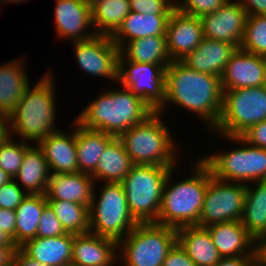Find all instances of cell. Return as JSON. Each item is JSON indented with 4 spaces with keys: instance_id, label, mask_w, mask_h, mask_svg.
I'll return each instance as SVG.
<instances>
[{
    "instance_id": "obj_30",
    "label": "cell",
    "mask_w": 266,
    "mask_h": 266,
    "mask_svg": "<svg viewBox=\"0 0 266 266\" xmlns=\"http://www.w3.org/2000/svg\"><path fill=\"white\" fill-rule=\"evenodd\" d=\"M132 166L133 163L123 143L118 137H115L103 151L97 168L91 176L94 182L98 179V181L121 183Z\"/></svg>"
},
{
    "instance_id": "obj_16",
    "label": "cell",
    "mask_w": 266,
    "mask_h": 266,
    "mask_svg": "<svg viewBox=\"0 0 266 266\" xmlns=\"http://www.w3.org/2000/svg\"><path fill=\"white\" fill-rule=\"evenodd\" d=\"M203 39L202 23L199 17L180 12L175 8L168 19L166 27V44L172 61H181Z\"/></svg>"
},
{
    "instance_id": "obj_44",
    "label": "cell",
    "mask_w": 266,
    "mask_h": 266,
    "mask_svg": "<svg viewBox=\"0 0 266 266\" xmlns=\"http://www.w3.org/2000/svg\"><path fill=\"white\" fill-rule=\"evenodd\" d=\"M214 266H258V256L221 258Z\"/></svg>"
},
{
    "instance_id": "obj_43",
    "label": "cell",
    "mask_w": 266,
    "mask_h": 266,
    "mask_svg": "<svg viewBox=\"0 0 266 266\" xmlns=\"http://www.w3.org/2000/svg\"><path fill=\"white\" fill-rule=\"evenodd\" d=\"M16 213L10 209L0 208V230L8 234L15 244Z\"/></svg>"
},
{
    "instance_id": "obj_26",
    "label": "cell",
    "mask_w": 266,
    "mask_h": 266,
    "mask_svg": "<svg viewBox=\"0 0 266 266\" xmlns=\"http://www.w3.org/2000/svg\"><path fill=\"white\" fill-rule=\"evenodd\" d=\"M177 243L197 266H214L222 258L206 227L193 225L178 228Z\"/></svg>"
},
{
    "instance_id": "obj_33",
    "label": "cell",
    "mask_w": 266,
    "mask_h": 266,
    "mask_svg": "<svg viewBox=\"0 0 266 266\" xmlns=\"http://www.w3.org/2000/svg\"><path fill=\"white\" fill-rule=\"evenodd\" d=\"M130 12L129 0H105L91 9L96 35L112 36Z\"/></svg>"
},
{
    "instance_id": "obj_13",
    "label": "cell",
    "mask_w": 266,
    "mask_h": 266,
    "mask_svg": "<svg viewBox=\"0 0 266 266\" xmlns=\"http://www.w3.org/2000/svg\"><path fill=\"white\" fill-rule=\"evenodd\" d=\"M79 67L91 75L118 80L119 47L110 36L95 35L85 41H75Z\"/></svg>"
},
{
    "instance_id": "obj_52",
    "label": "cell",
    "mask_w": 266,
    "mask_h": 266,
    "mask_svg": "<svg viewBox=\"0 0 266 266\" xmlns=\"http://www.w3.org/2000/svg\"><path fill=\"white\" fill-rule=\"evenodd\" d=\"M90 7L91 9L98 3L105 1V0H84Z\"/></svg>"
},
{
    "instance_id": "obj_22",
    "label": "cell",
    "mask_w": 266,
    "mask_h": 266,
    "mask_svg": "<svg viewBox=\"0 0 266 266\" xmlns=\"http://www.w3.org/2000/svg\"><path fill=\"white\" fill-rule=\"evenodd\" d=\"M38 146L42 149L50 171L56 174L77 173L75 129L71 134L60 130L50 133Z\"/></svg>"
},
{
    "instance_id": "obj_9",
    "label": "cell",
    "mask_w": 266,
    "mask_h": 266,
    "mask_svg": "<svg viewBox=\"0 0 266 266\" xmlns=\"http://www.w3.org/2000/svg\"><path fill=\"white\" fill-rule=\"evenodd\" d=\"M223 91L222 110L214 131L240 137L251 126L266 120V85Z\"/></svg>"
},
{
    "instance_id": "obj_47",
    "label": "cell",
    "mask_w": 266,
    "mask_h": 266,
    "mask_svg": "<svg viewBox=\"0 0 266 266\" xmlns=\"http://www.w3.org/2000/svg\"><path fill=\"white\" fill-rule=\"evenodd\" d=\"M11 134L9 115L0 112V144L6 142Z\"/></svg>"
},
{
    "instance_id": "obj_15",
    "label": "cell",
    "mask_w": 266,
    "mask_h": 266,
    "mask_svg": "<svg viewBox=\"0 0 266 266\" xmlns=\"http://www.w3.org/2000/svg\"><path fill=\"white\" fill-rule=\"evenodd\" d=\"M220 79L223 90L266 85V57L237 48Z\"/></svg>"
},
{
    "instance_id": "obj_14",
    "label": "cell",
    "mask_w": 266,
    "mask_h": 266,
    "mask_svg": "<svg viewBox=\"0 0 266 266\" xmlns=\"http://www.w3.org/2000/svg\"><path fill=\"white\" fill-rule=\"evenodd\" d=\"M247 17V12L237 0H228L216 11L200 18L203 37L228 42L240 48Z\"/></svg>"
},
{
    "instance_id": "obj_11",
    "label": "cell",
    "mask_w": 266,
    "mask_h": 266,
    "mask_svg": "<svg viewBox=\"0 0 266 266\" xmlns=\"http://www.w3.org/2000/svg\"><path fill=\"white\" fill-rule=\"evenodd\" d=\"M246 184L223 181L212 176L204 194L197 226L241 221Z\"/></svg>"
},
{
    "instance_id": "obj_10",
    "label": "cell",
    "mask_w": 266,
    "mask_h": 266,
    "mask_svg": "<svg viewBox=\"0 0 266 266\" xmlns=\"http://www.w3.org/2000/svg\"><path fill=\"white\" fill-rule=\"evenodd\" d=\"M222 137L244 146L200 158L209 167L212 176L246 185L248 182L266 181V149L251 146L241 137Z\"/></svg>"
},
{
    "instance_id": "obj_36",
    "label": "cell",
    "mask_w": 266,
    "mask_h": 266,
    "mask_svg": "<svg viewBox=\"0 0 266 266\" xmlns=\"http://www.w3.org/2000/svg\"><path fill=\"white\" fill-rule=\"evenodd\" d=\"M31 146L25 141L14 142L10 137L6 142L0 144V168L12 179L18 174L23 161L25 151Z\"/></svg>"
},
{
    "instance_id": "obj_40",
    "label": "cell",
    "mask_w": 266,
    "mask_h": 266,
    "mask_svg": "<svg viewBox=\"0 0 266 266\" xmlns=\"http://www.w3.org/2000/svg\"><path fill=\"white\" fill-rule=\"evenodd\" d=\"M14 179L0 187V208L15 211L17 206L27 196L19 182Z\"/></svg>"
},
{
    "instance_id": "obj_45",
    "label": "cell",
    "mask_w": 266,
    "mask_h": 266,
    "mask_svg": "<svg viewBox=\"0 0 266 266\" xmlns=\"http://www.w3.org/2000/svg\"><path fill=\"white\" fill-rule=\"evenodd\" d=\"M248 16H266V0H237Z\"/></svg>"
},
{
    "instance_id": "obj_51",
    "label": "cell",
    "mask_w": 266,
    "mask_h": 266,
    "mask_svg": "<svg viewBox=\"0 0 266 266\" xmlns=\"http://www.w3.org/2000/svg\"><path fill=\"white\" fill-rule=\"evenodd\" d=\"M10 180H12V178L0 168V187L3 184L8 183Z\"/></svg>"
},
{
    "instance_id": "obj_2",
    "label": "cell",
    "mask_w": 266,
    "mask_h": 266,
    "mask_svg": "<svg viewBox=\"0 0 266 266\" xmlns=\"http://www.w3.org/2000/svg\"><path fill=\"white\" fill-rule=\"evenodd\" d=\"M106 91L85 106L76 121L84 128L119 137L144 121L154 110L128 88Z\"/></svg>"
},
{
    "instance_id": "obj_37",
    "label": "cell",
    "mask_w": 266,
    "mask_h": 266,
    "mask_svg": "<svg viewBox=\"0 0 266 266\" xmlns=\"http://www.w3.org/2000/svg\"><path fill=\"white\" fill-rule=\"evenodd\" d=\"M178 1V2H177ZM176 8L187 15L203 17L210 14L222 5H224L228 0H177Z\"/></svg>"
},
{
    "instance_id": "obj_41",
    "label": "cell",
    "mask_w": 266,
    "mask_h": 266,
    "mask_svg": "<svg viewBox=\"0 0 266 266\" xmlns=\"http://www.w3.org/2000/svg\"><path fill=\"white\" fill-rule=\"evenodd\" d=\"M240 137L251 146L266 149V120L251 126Z\"/></svg>"
},
{
    "instance_id": "obj_19",
    "label": "cell",
    "mask_w": 266,
    "mask_h": 266,
    "mask_svg": "<svg viewBox=\"0 0 266 266\" xmlns=\"http://www.w3.org/2000/svg\"><path fill=\"white\" fill-rule=\"evenodd\" d=\"M117 246V241L90 232L74 235L71 265L112 266L118 259Z\"/></svg>"
},
{
    "instance_id": "obj_18",
    "label": "cell",
    "mask_w": 266,
    "mask_h": 266,
    "mask_svg": "<svg viewBox=\"0 0 266 266\" xmlns=\"http://www.w3.org/2000/svg\"><path fill=\"white\" fill-rule=\"evenodd\" d=\"M206 228L222 258L258 256V243L243 227L241 221L216 223Z\"/></svg>"
},
{
    "instance_id": "obj_48",
    "label": "cell",
    "mask_w": 266,
    "mask_h": 266,
    "mask_svg": "<svg viewBox=\"0 0 266 266\" xmlns=\"http://www.w3.org/2000/svg\"><path fill=\"white\" fill-rule=\"evenodd\" d=\"M17 246H2L0 245V265L8 263L14 255Z\"/></svg>"
},
{
    "instance_id": "obj_54",
    "label": "cell",
    "mask_w": 266,
    "mask_h": 266,
    "mask_svg": "<svg viewBox=\"0 0 266 266\" xmlns=\"http://www.w3.org/2000/svg\"><path fill=\"white\" fill-rule=\"evenodd\" d=\"M22 1H26V0H2L3 3H4V2H5V3H8V2H9V3H11V2H12V3H13V2H14V3H15V2L17 3V2H22Z\"/></svg>"
},
{
    "instance_id": "obj_38",
    "label": "cell",
    "mask_w": 266,
    "mask_h": 266,
    "mask_svg": "<svg viewBox=\"0 0 266 266\" xmlns=\"http://www.w3.org/2000/svg\"><path fill=\"white\" fill-rule=\"evenodd\" d=\"M130 11L140 14L170 15L176 8L171 0H129Z\"/></svg>"
},
{
    "instance_id": "obj_34",
    "label": "cell",
    "mask_w": 266,
    "mask_h": 266,
    "mask_svg": "<svg viewBox=\"0 0 266 266\" xmlns=\"http://www.w3.org/2000/svg\"><path fill=\"white\" fill-rule=\"evenodd\" d=\"M67 233L89 232V206L64 200H47Z\"/></svg>"
},
{
    "instance_id": "obj_7",
    "label": "cell",
    "mask_w": 266,
    "mask_h": 266,
    "mask_svg": "<svg viewBox=\"0 0 266 266\" xmlns=\"http://www.w3.org/2000/svg\"><path fill=\"white\" fill-rule=\"evenodd\" d=\"M177 243V229L155 222L138 223L117 242V256L124 266H163L167 253ZM120 245V246H119Z\"/></svg>"
},
{
    "instance_id": "obj_49",
    "label": "cell",
    "mask_w": 266,
    "mask_h": 266,
    "mask_svg": "<svg viewBox=\"0 0 266 266\" xmlns=\"http://www.w3.org/2000/svg\"><path fill=\"white\" fill-rule=\"evenodd\" d=\"M258 266H266V236L258 242Z\"/></svg>"
},
{
    "instance_id": "obj_42",
    "label": "cell",
    "mask_w": 266,
    "mask_h": 266,
    "mask_svg": "<svg viewBox=\"0 0 266 266\" xmlns=\"http://www.w3.org/2000/svg\"><path fill=\"white\" fill-rule=\"evenodd\" d=\"M163 266H197L189 255L176 243L167 253Z\"/></svg>"
},
{
    "instance_id": "obj_39",
    "label": "cell",
    "mask_w": 266,
    "mask_h": 266,
    "mask_svg": "<svg viewBox=\"0 0 266 266\" xmlns=\"http://www.w3.org/2000/svg\"><path fill=\"white\" fill-rule=\"evenodd\" d=\"M67 234L49 204L44 209L37 227V237L49 238Z\"/></svg>"
},
{
    "instance_id": "obj_31",
    "label": "cell",
    "mask_w": 266,
    "mask_h": 266,
    "mask_svg": "<svg viewBox=\"0 0 266 266\" xmlns=\"http://www.w3.org/2000/svg\"><path fill=\"white\" fill-rule=\"evenodd\" d=\"M48 204L45 194H27L15 209V245L19 248L26 241L37 237V227Z\"/></svg>"
},
{
    "instance_id": "obj_17",
    "label": "cell",
    "mask_w": 266,
    "mask_h": 266,
    "mask_svg": "<svg viewBox=\"0 0 266 266\" xmlns=\"http://www.w3.org/2000/svg\"><path fill=\"white\" fill-rule=\"evenodd\" d=\"M54 11L55 28L59 37L66 40L71 38L75 42L85 41L96 35L94 31L87 32V28L92 26V14L91 7L84 0H56Z\"/></svg>"
},
{
    "instance_id": "obj_5",
    "label": "cell",
    "mask_w": 266,
    "mask_h": 266,
    "mask_svg": "<svg viewBox=\"0 0 266 266\" xmlns=\"http://www.w3.org/2000/svg\"><path fill=\"white\" fill-rule=\"evenodd\" d=\"M160 115L154 111L118 137L133 164L176 166V145Z\"/></svg>"
},
{
    "instance_id": "obj_4",
    "label": "cell",
    "mask_w": 266,
    "mask_h": 266,
    "mask_svg": "<svg viewBox=\"0 0 266 266\" xmlns=\"http://www.w3.org/2000/svg\"><path fill=\"white\" fill-rule=\"evenodd\" d=\"M47 72L32 88L29 86L22 99L9 114L11 132L23 141L37 144L55 130L56 103L53 78Z\"/></svg>"
},
{
    "instance_id": "obj_24",
    "label": "cell",
    "mask_w": 266,
    "mask_h": 266,
    "mask_svg": "<svg viewBox=\"0 0 266 266\" xmlns=\"http://www.w3.org/2000/svg\"><path fill=\"white\" fill-rule=\"evenodd\" d=\"M169 16L140 14L130 11L111 39L121 49L131 40L147 36H166Z\"/></svg>"
},
{
    "instance_id": "obj_3",
    "label": "cell",
    "mask_w": 266,
    "mask_h": 266,
    "mask_svg": "<svg viewBox=\"0 0 266 266\" xmlns=\"http://www.w3.org/2000/svg\"><path fill=\"white\" fill-rule=\"evenodd\" d=\"M194 163L193 176L172 183V168L164 185L158 218L155 223L175 229L198 225L203 206L204 194L212 178L209 167L198 159Z\"/></svg>"
},
{
    "instance_id": "obj_46",
    "label": "cell",
    "mask_w": 266,
    "mask_h": 266,
    "mask_svg": "<svg viewBox=\"0 0 266 266\" xmlns=\"http://www.w3.org/2000/svg\"><path fill=\"white\" fill-rule=\"evenodd\" d=\"M13 258L16 266H47L27 256L20 248L14 252Z\"/></svg>"
},
{
    "instance_id": "obj_6",
    "label": "cell",
    "mask_w": 266,
    "mask_h": 266,
    "mask_svg": "<svg viewBox=\"0 0 266 266\" xmlns=\"http://www.w3.org/2000/svg\"><path fill=\"white\" fill-rule=\"evenodd\" d=\"M175 166L133 164L121 182L129 211L138 223L156 222L163 189Z\"/></svg>"
},
{
    "instance_id": "obj_50",
    "label": "cell",
    "mask_w": 266,
    "mask_h": 266,
    "mask_svg": "<svg viewBox=\"0 0 266 266\" xmlns=\"http://www.w3.org/2000/svg\"><path fill=\"white\" fill-rule=\"evenodd\" d=\"M0 245H2V246H16L13 242V239L2 230H0Z\"/></svg>"
},
{
    "instance_id": "obj_20",
    "label": "cell",
    "mask_w": 266,
    "mask_h": 266,
    "mask_svg": "<svg viewBox=\"0 0 266 266\" xmlns=\"http://www.w3.org/2000/svg\"><path fill=\"white\" fill-rule=\"evenodd\" d=\"M236 49L234 44L203 37L199 46L181 61L195 71L221 78Z\"/></svg>"
},
{
    "instance_id": "obj_21",
    "label": "cell",
    "mask_w": 266,
    "mask_h": 266,
    "mask_svg": "<svg viewBox=\"0 0 266 266\" xmlns=\"http://www.w3.org/2000/svg\"><path fill=\"white\" fill-rule=\"evenodd\" d=\"M94 185V179L89 174L51 173L45 195L47 200H64L90 206Z\"/></svg>"
},
{
    "instance_id": "obj_29",
    "label": "cell",
    "mask_w": 266,
    "mask_h": 266,
    "mask_svg": "<svg viewBox=\"0 0 266 266\" xmlns=\"http://www.w3.org/2000/svg\"><path fill=\"white\" fill-rule=\"evenodd\" d=\"M246 185L241 224L258 243L266 236V181Z\"/></svg>"
},
{
    "instance_id": "obj_8",
    "label": "cell",
    "mask_w": 266,
    "mask_h": 266,
    "mask_svg": "<svg viewBox=\"0 0 266 266\" xmlns=\"http://www.w3.org/2000/svg\"><path fill=\"white\" fill-rule=\"evenodd\" d=\"M101 196L93 191L89 206V232L119 241L138 224L131 215L122 183L105 182ZM97 200V201H96Z\"/></svg>"
},
{
    "instance_id": "obj_25",
    "label": "cell",
    "mask_w": 266,
    "mask_h": 266,
    "mask_svg": "<svg viewBox=\"0 0 266 266\" xmlns=\"http://www.w3.org/2000/svg\"><path fill=\"white\" fill-rule=\"evenodd\" d=\"M73 125L75 127L78 170L81 173L92 175L97 168L100 156L115 136L84 128L76 120Z\"/></svg>"
},
{
    "instance_id": "obj_28",
    "label": "cell",
    "mask_w": 266,
    "mask_h": 266,
    "mask_svg": "<svg viewBox=\"0 0 266 266\" xmlns=\"http://www.w3.org/2000/svg\"><path fill=\"white\" fill-rule=\"evenodd\" d=\"M20 59L0 66V112L9 115L30 86Z\"/></svg>"
},
{
    "instance_id": "obj_32",
    "label": "cell",
    "mask_w": 266,
    "mask_h": 266,
    "mask_svg": "<svg viewBox=\"0 0 266 266\" xmlns=\"http://www.w3.org/2000/svg\"><path fill=\"white\" fill-rule=\"evenodd\" d=\"M120 54L127 60L137 63L163 65L165 68L172 62L166 44V36H147L128 41Z\"/></svg>"
},
{
    "instance_id": "obj_1",
    "label": "cell",
    "mask_w": 266,
    "mask_h": 266,
    "mask_svg": "<svg viewBox=\"0 0 266 266\" xmlns=\"http://www.w3.org/2000/svg\"><path fill=\"white\" fill-rule=\"evenodd\" d=\"M223 93L220 77L195 71L182 61H172L166 68L165 101L157 111L162 113L166 103L172 102L195 112L213 131L221 114Z\"/></svg>"
},
{
    "instance_id": "obj_53",
    "label": "cell",
    "mask_w": 266,
    "mask_h": 266,
    "mask_svg": "<svg viewBox=\"0 0 266 266\" xmlns=\"http://www.w3.org/2000/svg\"><path fill=\"white\" fill-rule=\"evenodd\" d=\"M0 266H16L14 258H12L8 263Z\"/></svg>"
},
{
    "instance_id": "obj_12",
    "label": "cell",
    "mask_w": 266,
    "mask_h": 266,
    "mask_svg": "<svg viewBox=\"0 0 266 266\" xmlns=\"http://www.w3.org/2000/svg\"><path fill=\"white\" fill-rule=\"evenodd\" d=\"M165 74L163 65L127 61L118 57V82L157 111L165 101Z\"/></svg>"
},
{
    "instance_id": "obj_27",
    "label": "cell",
    "mask_w": 266,
    "mask_h": 266,
    "mask_svg": "<svg viewBox=\"0 0 266 266\" xmlns=\"http://www.w3.org/2000/svg\"><path fill=\"white\" fill-rule=\"evenodd\" d=\"M50 172L42 149L38 144H34L25 151L23 161L14 180L20 181L21 188L27 194H45L51 177Z\"/></svg>"
},
{
    "instance_id": "obj_23",
    "label": "cell",
    "mask_w": 266,
    "mask_h": 266,
    "mask_svg": "<svg viewBox=\"0 0 266 266\" xmlns=\"http://www.w3.org/2000/svg\"><path fill=\"white\" fill-rule=\"evenodd\" d=\"M74 234L26 241L19 248L30 258L47 266L71 265Z\"/></svg>"
},
{
    "instance_id": "obj_35",
    "label": "cell",
    "mask_w": 266,
    "mask_h": 266,
    "mask_svg": "<svg viewBox=\"0 0 266 266\" xmlns=\"http://www.w3.org/2000/svg\"><path fill=\"white\" fill-rule=\"evenodd\" d=\"M240 48L266 57V16H248Z\"/></svg>"
}]
</instances>
